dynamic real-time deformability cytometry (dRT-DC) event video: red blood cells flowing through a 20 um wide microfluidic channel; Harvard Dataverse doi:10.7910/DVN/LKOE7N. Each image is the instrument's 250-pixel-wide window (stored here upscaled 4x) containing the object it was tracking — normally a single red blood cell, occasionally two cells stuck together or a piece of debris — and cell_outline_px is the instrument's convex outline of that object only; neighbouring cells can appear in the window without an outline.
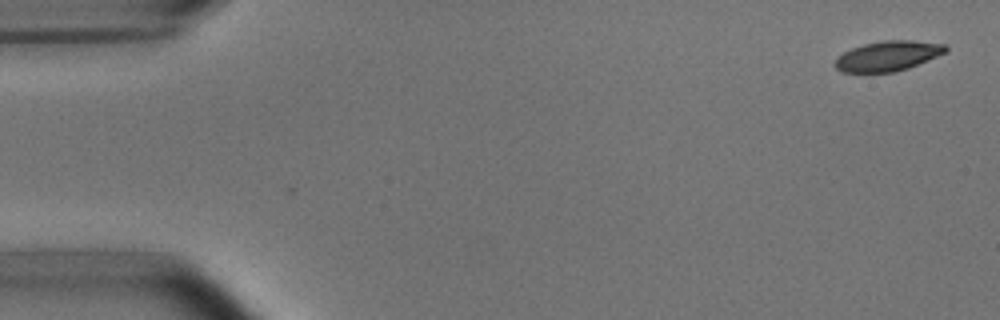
{"species": "common noctule bat (a hibernating species)", "species_latin": "Nyctalus noctula", "temperature_condition": "room temperature", "stored_images_in_passage": 4, "camera_frame_rate_fps": 3000, "um_per_image_px": 0.085, "animal": {"sex": "male", "body_mass_g": 15.6}, "frame": {"image": 1, "passage_image": 4, "time_ms": 1.0, "image_size_px": [1000, 320], "cell_outline_px": [[948, 52], [908, 68], [892, 72], [840, 72], [836, 68], [836, 60], [844, 52], [852, 48], [864, 44], [884, 40], [912, 40], [944, 44], [948, 48]], "centroid_in_image_um": [75.51, 4.75], "position_along_channel_um": 9.5, "area_um2": 19.19}}